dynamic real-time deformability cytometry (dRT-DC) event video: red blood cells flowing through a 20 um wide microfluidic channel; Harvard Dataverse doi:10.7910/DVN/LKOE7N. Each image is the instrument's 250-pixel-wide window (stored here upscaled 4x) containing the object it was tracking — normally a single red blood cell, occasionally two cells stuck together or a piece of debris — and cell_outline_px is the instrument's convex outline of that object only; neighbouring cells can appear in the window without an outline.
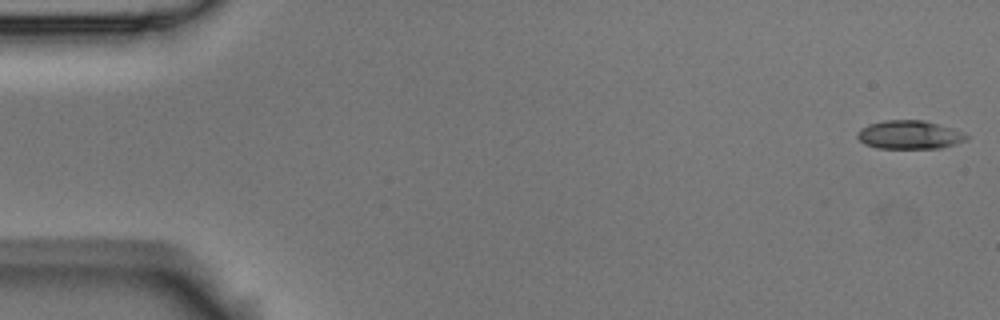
{"species": "Egyptian fruit bat (a non-hibernating species)", "species_latin": "Rousettus aegyptiacus", "temperature_condition": "room temperature", "stored_images_in_passage": 5, "camera_frame_rate_fps": 3000, "um_per_image_px": 0.085, "animal": {"sex": "male"}, "frame": {"image": 1, "passage_image": 1, "time_ms": 0.0, "image_size_px": [1000, 320], "cell_outline_px": [[968, 136], [964, 140], [940, 148], [876, 148], [864, 144], [856, 136], [856, 132], [860, 128], [868, 124], [884, 120], [924, 120], [952, 128], [964, 132]], "centroid_in_image_um": [77.24, 11.45], "position_along_channel_um": 7.8, "area_um2": 18.09}}